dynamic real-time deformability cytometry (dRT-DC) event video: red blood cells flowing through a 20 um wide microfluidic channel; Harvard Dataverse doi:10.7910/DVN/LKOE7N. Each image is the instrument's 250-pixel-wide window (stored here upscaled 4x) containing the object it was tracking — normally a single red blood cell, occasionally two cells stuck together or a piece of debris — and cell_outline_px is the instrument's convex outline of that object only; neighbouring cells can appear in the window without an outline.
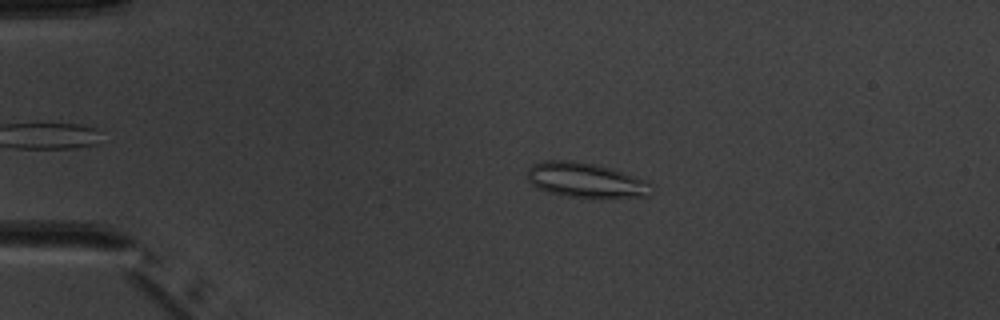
{"species": "common noctule bat (a hibernating species)", "species_latin": "Nyctalus noctula", "temperature_condition": "warm", "stored_images_in_passage": 4, "camera_frame_rate_fps": 3000, "um_per_image_px": 0.085, "animal": {"sex": "male", "body_mass_g": 20.1, "forearm_length_mm": 53.5}, "frame": {"image": 1, "passage_image": 2, "time_ms": 1.0, "image_size_px": [1000, 320], "cell_outline_px": [[652, 184], [648, 196], [604, 200], [600, 200], [568, 196], [548, 192], [532, 184], [528, 180], [528, 168], [532, 164], [544, 160], [572, 160], [592, 164], [608, 168], [648, 180]], "centroid_in_image_um": [49.82, 15.35], "position_along_channel_um": 35.2, "area_um2": 25.66}}
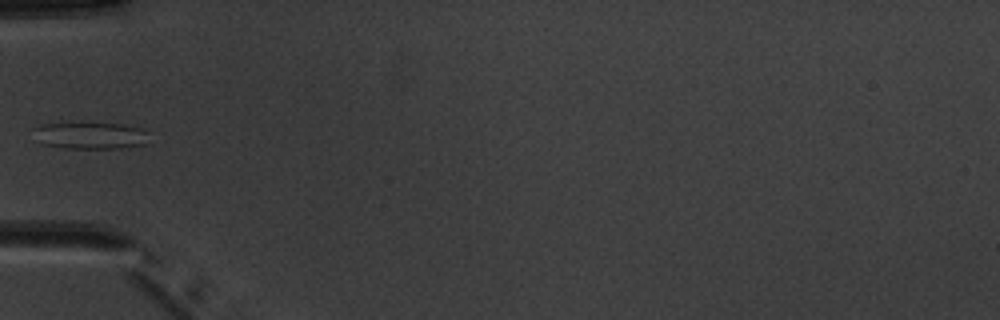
{"frame": {"image": 2, "passage_image": 4, "time_ms": 3.333, "image_size_px": [1000, 320], "cell_outline_px": [[144, 144], [120, 148], [64, 148], [40, 144], [36, 140], [32, 128], [40, 124], [124, 124], [140, 128], [144, 132]], "centroid_in_image_um": [7.55, 11.53], "position_along_channel_um": 77.5, "area_um2": 17.63}}